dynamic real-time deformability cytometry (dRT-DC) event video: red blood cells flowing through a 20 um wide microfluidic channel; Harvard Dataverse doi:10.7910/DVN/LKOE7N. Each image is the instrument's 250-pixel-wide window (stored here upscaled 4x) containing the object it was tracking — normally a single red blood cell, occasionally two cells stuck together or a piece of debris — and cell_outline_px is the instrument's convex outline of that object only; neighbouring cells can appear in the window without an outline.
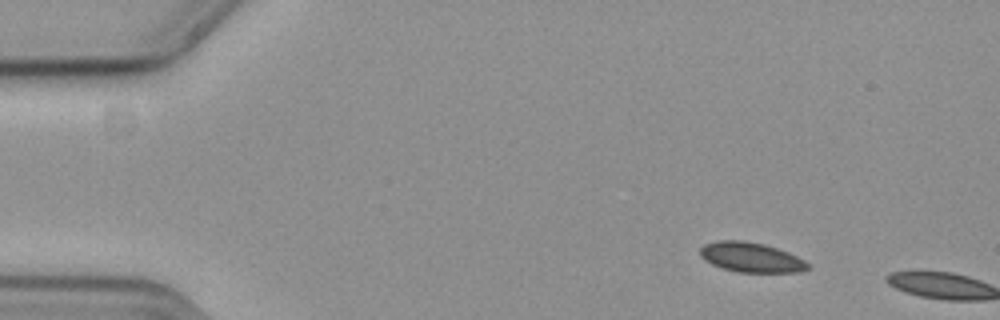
{"species": "common noctule bat (a hibernating species)", "species_latin": "Nyctalus noctula", "temperature_condition": "cold", "stored_images_in_passage": 2, "camera_frame_rate_fps": 3000, "um_per_image_px": 0.085, "animal": {"sex": "female", "body_mass_g": 19.3, "forearm_length_mm": 54.1}, "frame": {"image": 1, "passage_image": 1, "time_ms": 0.0, "image_size_px": [1000, 320], "cell_outline_px": [[812, 268], [800, 272], [736, 272], [712, 264], [704, 260], [700, 256], [700, 248], [704, 244], [716, 240], [744, 240], [764, 244], [788, 252], [812, 264]], "centroid_in_image_um": [63.86, 21.87], "position_along_channel_um": 21.1, "area_um2": 18.9}}